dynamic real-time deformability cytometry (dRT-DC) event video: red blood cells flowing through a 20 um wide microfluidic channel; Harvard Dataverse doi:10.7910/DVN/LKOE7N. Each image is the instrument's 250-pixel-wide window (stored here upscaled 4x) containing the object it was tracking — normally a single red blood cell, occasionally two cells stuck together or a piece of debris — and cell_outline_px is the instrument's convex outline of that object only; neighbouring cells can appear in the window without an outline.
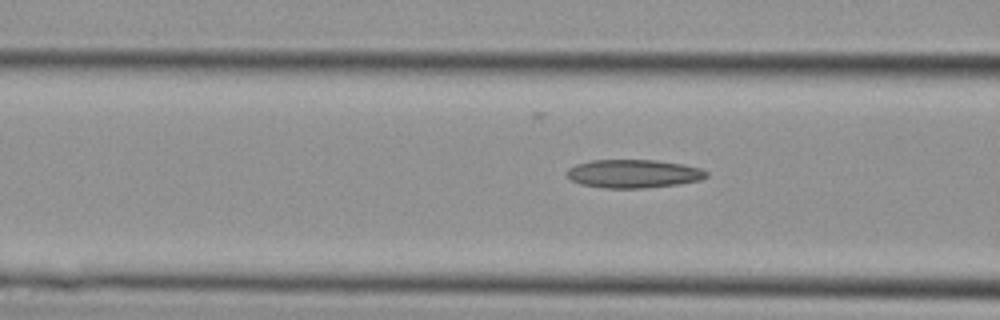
{"species": "Egyptian fruit bat (a non-hibernating species)", "species_latin": "Rousettus aegyptiacus", "temperature_condition": "cold", "stored_images_in_passage": 3, "camera_frame_rate_fps": 3000, "um_per_image_px": 0.085, "animal": {"sex": "female"}, "frame": {"image": 1, "passage_image": 3, "time_ms": 0.667, "image_size_px": [1000, 320], "cell_outline_px": [[708, 176], [700, 180], [676, 184], [644, 188], [604, 188], [580, 184], [572, 180], [568, 176], [568, 168], [576, 164], [592, 160], [656, 160], [684, 164], [700, 168], [708, 172]], "centroid_in_image_um": [53.86, 14.76], "position_along_channel_um": 112.7, "area_um2": 23.0}}